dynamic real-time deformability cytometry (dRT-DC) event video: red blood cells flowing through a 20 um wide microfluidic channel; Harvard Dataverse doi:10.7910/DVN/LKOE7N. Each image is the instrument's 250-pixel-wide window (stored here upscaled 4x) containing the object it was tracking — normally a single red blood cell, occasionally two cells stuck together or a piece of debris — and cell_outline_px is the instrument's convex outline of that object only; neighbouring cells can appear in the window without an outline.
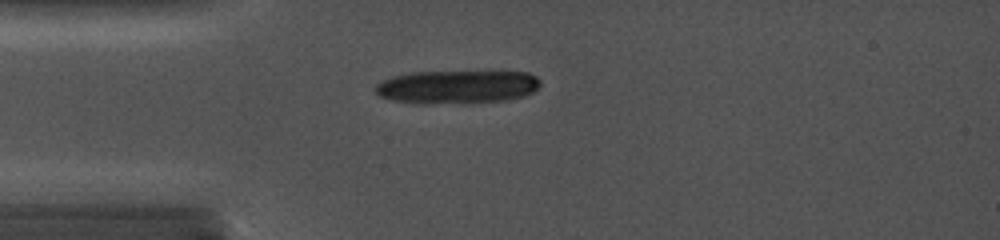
{"species": "common noctule bat (a hibernating species)", "species_latin": "Nyctalus noctula", "temperature_condition": "cold", "stored_images_in_passage": 5, "camera_frame_rate_fps": 5000, "um_per_image_px": 0.085, "animal": {"sex": "female", "body_mass_g": 19.0, "forearm_length_mm": 56.7}, "frame": {"image": 1, "passage_image": 4, "time_ms": 3.2, "image_size_px": [1000, 240], "cell_outline_px": [[540, 84], [532, 92], [516, 96], [492, 100], [404, 100], [384, 96], [376, 92], [376, 84], [392, 76], [412, 72], [528, 72], [536, 76], [540, 80]], "centroid_in_image_um": [38.91, 7.28], "position_along_channel_um": 46.1, "area_um2": 29.3}}